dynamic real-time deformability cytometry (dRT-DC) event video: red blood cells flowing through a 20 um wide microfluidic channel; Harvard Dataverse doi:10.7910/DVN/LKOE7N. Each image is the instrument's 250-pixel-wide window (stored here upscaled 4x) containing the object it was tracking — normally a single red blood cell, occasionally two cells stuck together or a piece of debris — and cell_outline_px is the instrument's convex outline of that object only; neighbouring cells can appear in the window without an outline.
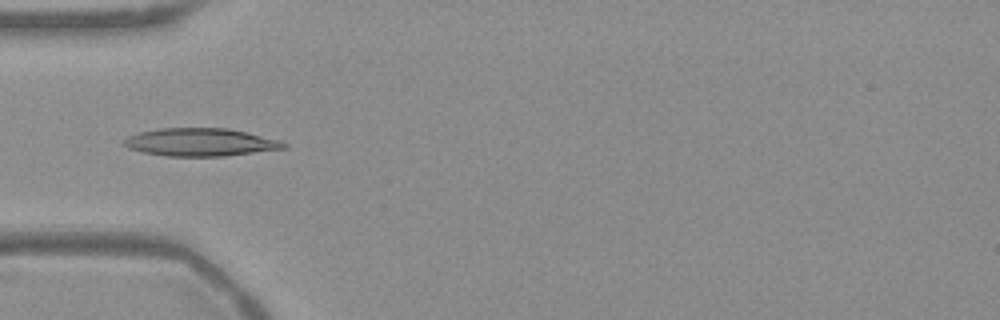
{"species": "Egyptian fruit bat (a non-hibernating species)", "species_latin": "Rousettus aegyptiacus", "temperature_condition": "warm", "stored_images_in_passage": 38, "camera_frame_rate_fps": 3000, "um_per_image_px": 0.085, "frame": {"image": 1, "passage_image": 1, "time_ms": 0.0, "image_size_px": [1000, 320], "cell_outline_px": [[288, 148], [224, 156], [168, 156], [144, 152], [128, 148], [120, 144], [128, 136], [140, 132], [160, 128], [228, 128], [248, 132], [280, 140], [288, 144]], "centroid_in_image_um": [17.06, 12.08], "position_along_channel_um": 67.9, "area_um2": 26.07}}
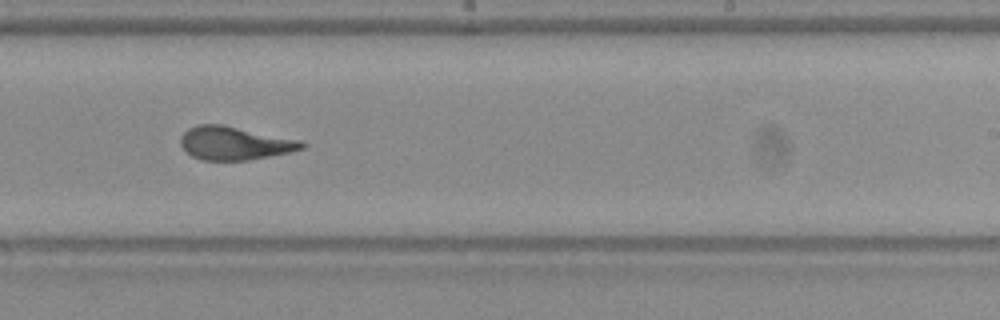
{"frame": {"image": 2, "passage_image": 17, "time_ms": 5.333, "image_size_px": [1000, 320], "cell_outline_px": [[308, 144], [304, 148], [288, 152], [248, 160], [200, 160], [192, 156], [180, 144], [180, 136], [188, 128], [196, 124], [220, 124], [300, 140]], "centroid_in_image_um": [19.91, 12.17], "position_along_channel_um": 269.1, "area_um2": 23.35}}
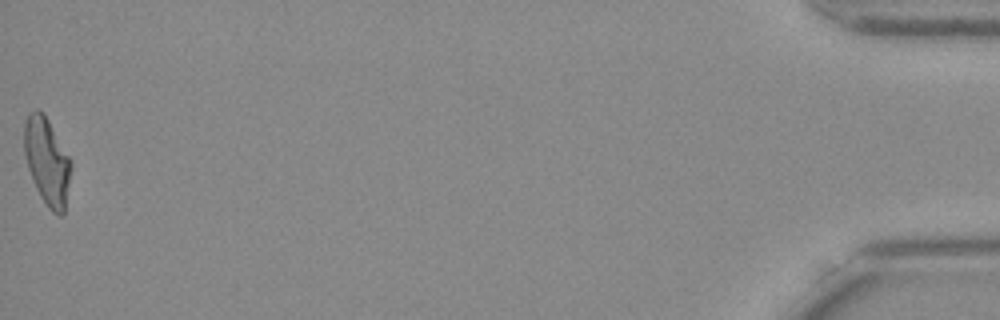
{"frame": {"image": 3, "passage_image": 38, "time_ms": 12.333, "image_size_px": [1000, 320], "cell_outline_px": [[72, 168], [64, 212], [60, 216], [52, 212], [48, 208], [40, 196], [36, 188], [28, 168], [24, 152], [24, 124], [28, 112], [36, 108], [44, 112], [72, 160]], "centroid_in_image_um": [4.0, 13.68], "position_along_channel_um": 431.2, "area_um2": 24.1}, "authors_computed_cell_mechanics": {"area_um2": 23.698, "velocity_mm_per_s": 3.7565, "shape_relaxation_time_tau1_ms": 9.1899, "shape_relaxation_time_tau2_ms": 1.5296, "deformation_change_tau1": 0.286, "deformation_change_tau2": 0.0851}}